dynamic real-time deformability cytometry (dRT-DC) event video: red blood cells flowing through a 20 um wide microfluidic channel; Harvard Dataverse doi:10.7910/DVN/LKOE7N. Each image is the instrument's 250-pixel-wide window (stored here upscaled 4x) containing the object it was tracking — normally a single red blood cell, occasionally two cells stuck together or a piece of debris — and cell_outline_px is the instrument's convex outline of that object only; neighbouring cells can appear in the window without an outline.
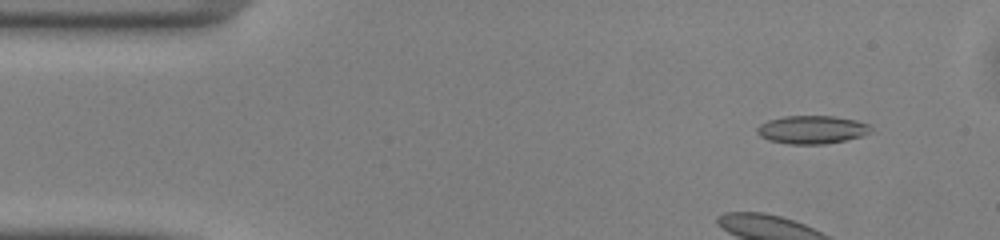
{"species": "common noctule bat (a hibernating species)", "species_latin": "Nyctalus noctula", "temperature_condition": "warm", "stored_images_in_passage": 45, "camera_frame_rate_fps": 3000, "um_per_image_px": 0.085, "animal": {"sex": "male", "body_mass_g": 13.0, "forearm_length_mm": 53.1}, "frame": {"image": 1, "passage_image": 1, "time_ms": 0.0, "image_size_px": [1000, 240], "cell_outline_px": [[872, 132], [860, 136], [844, 140], [824, 144], [788, 144], [768, 140], [760, 136], [756, 132], [756, 128], [760, 124], [768, 120], [784, 116], [836, 116], [856, 120], [872, 124]], "centroid_in_image_um": [69.03, 11.01], "position_along_channel_um": 16.0, "area_um2": 18.84}, "authors_computed_cell_mechanics": {"area_um2": 18.5538, "velocity_mm_per_s": 4.1033, "shape_relaxation_time_tau1_ms": 3.5828, "shape_relaxation_time_tau2_ms": 1.4302, "deformation_change_tau1": 0.1203, "deformation_change_tau2": 0.0821}}